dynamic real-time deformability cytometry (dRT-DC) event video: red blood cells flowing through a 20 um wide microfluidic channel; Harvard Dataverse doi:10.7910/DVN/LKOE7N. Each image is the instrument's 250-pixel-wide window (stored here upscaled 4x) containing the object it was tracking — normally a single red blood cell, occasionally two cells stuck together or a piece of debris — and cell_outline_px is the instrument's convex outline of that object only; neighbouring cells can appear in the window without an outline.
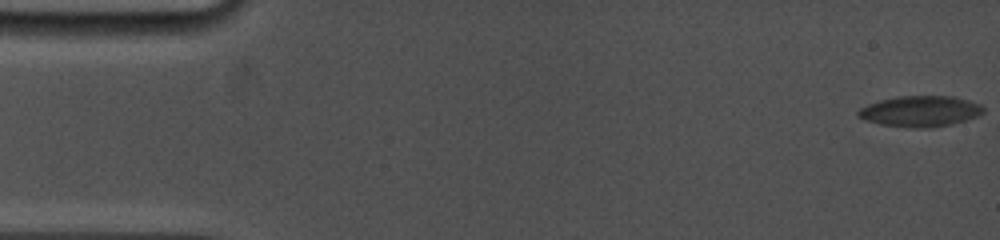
{"species": "common noctule bat (a hibernating species)", "species_latin": "Nyctalus noctula", "temperature_condition": "cold", "stored_images_in_passage": 66, "camera_frame_rate_fps": 5000, "um_per_image_px": 0.085, "animal": {"sex": "female", "body_mass_g": 19.0, "forearm_length_mm": 53.3}, "frame": {"image": 1, "passage_image": 1, "time_ms": 0.0, "image_size_px": [1000, 240], "cell_outline_px": [[984, 112], [976, 116], [952, 124], [928, 128], [912, 128], [880, 124], [864, 120], [856, 116], [856, 112], [860, 108], [868, 104], [880, 100], [900, 96], [952, 96], [968, 100], [980, 104], [984, 108]], "centroid_in_image_um": [78.19, 9.46], "position_along_channel_um": 6.8, "area_um2": 22.48}}
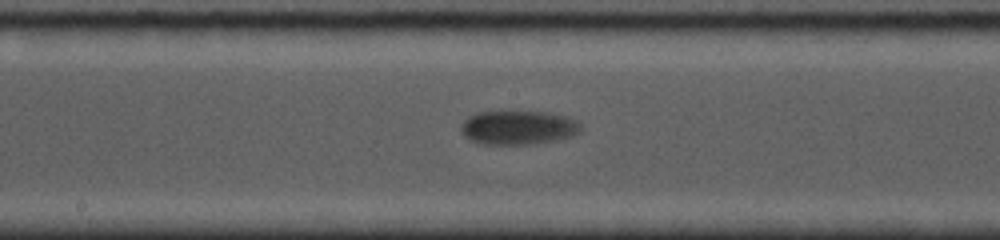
{"frame": {"image": 2, "passage_image": 37, "time_ms": 9.2, "image_size_px": [1000, 240], "cell_outline_px": [[580, 132], [572, 136], [556, 140], [532, 144], [480, 144], [464, 136], [460, 132], [460, 124], [468, 116], [476, 112], [500, 108], [548, 112], [568, 116], [576, 120], [580, 124]], "centroid_in_image_um": [43.99, 10.78], "position_along_channel_um": 204.2, "area_um2": 24.91}}
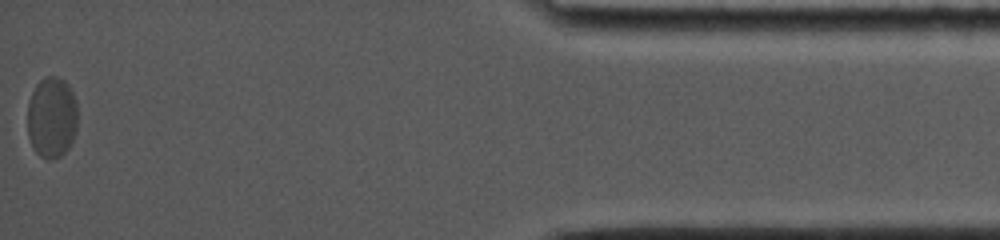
{"frame": {"image": 3, "passage_image": 66, "time_ms": 17.2, "image_size_px": [1000, 240], "cell_outline_px": [[76, 132], [68, 148], [60, 156], [52, 160], [48, 160], [40, 156], [36, 152], [28, 136], [28, 100], [36, 84], [44, 76], [60, 76], [68, 84], [76, 100]], "centroid_in_image_um": [4.39, 9.96], "position_along_channel_um": 430.8, "area_um2": 23.87}, "authors_computed_cell_mechanics": {"area_um2": 23.0911, "velocity_mm_per_s": 3.6261, "shape_relaxation_time_tau1_ms": 1.4965, "shape_relaxation_time_tau2_ms": null, "deformation_change_tau1": 0.0463, "deformation_change_tau2": null}}